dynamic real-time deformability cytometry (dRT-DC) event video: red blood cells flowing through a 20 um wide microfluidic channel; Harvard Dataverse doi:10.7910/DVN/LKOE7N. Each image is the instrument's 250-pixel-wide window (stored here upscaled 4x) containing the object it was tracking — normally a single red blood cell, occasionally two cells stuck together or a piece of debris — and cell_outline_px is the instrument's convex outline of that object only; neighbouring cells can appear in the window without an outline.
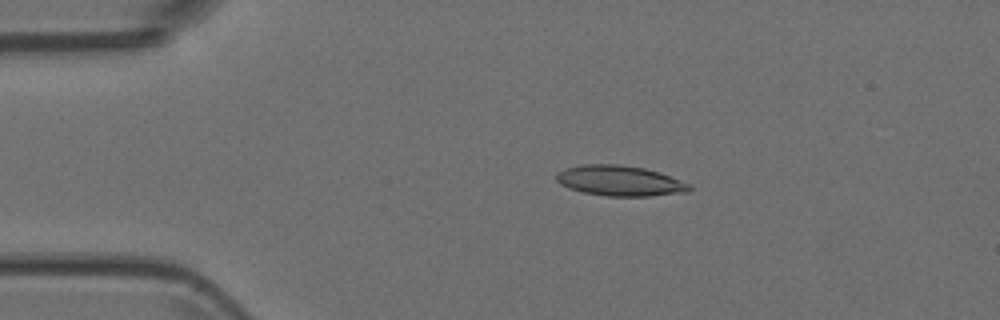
{"species": "Egyptian fruit bat (a non-hibernating species)", "species_latin": "Rousettus aegyptiacus", "temperature_condition": "room temperature", "stored_images_in_passage": 51, "camera_frame_rate_fps": 3000, "um_per_image_px": 0.085, "animal": {"sex": "female"}, "frame": {"image": 1, "passage_image": 10, "time_ms": 3.0, "image_size_px": [1000, 320], "cell_outline_px": [[692, 188], [688, 192], [648, 196], [608, 196], [584, 192], [568, 188], [560, 184], [556, 180], [556, 172], [564, 168], [584, 164], [620, 164], [644, 168], [660, 172], [692, 184]], "centroid_in_image_um": [52.7, 15.36], "position_along_channel_um": 32.3, "area_um2": 23.76}}
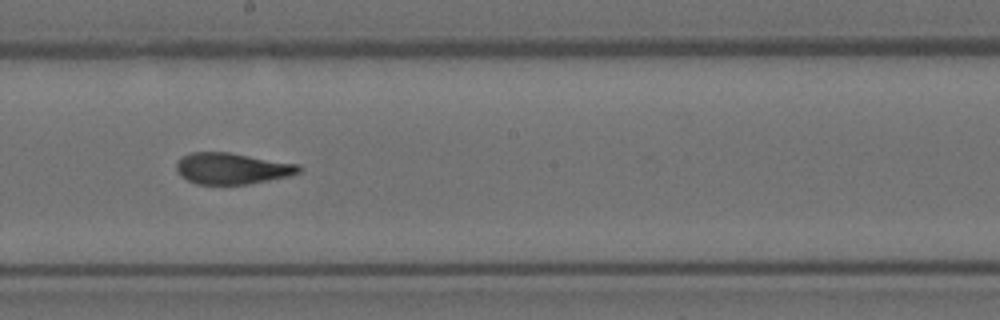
{"frame": {"image": 2, "passage_image": 28, "time_ms": 9.0, "image_size_px": [1000, 320], "cell_outline_px": [[300, 172], [288, 176], [248, 184], [196, 184], [180, 176], [176, 168], [176, 164], [184, 156], [192, 152], [228, 152], [300, 164]], "centroid_in_image_um": [19.72, 14.32], "position_along_channel_um": 228.5, "area_um2": 22.14}}
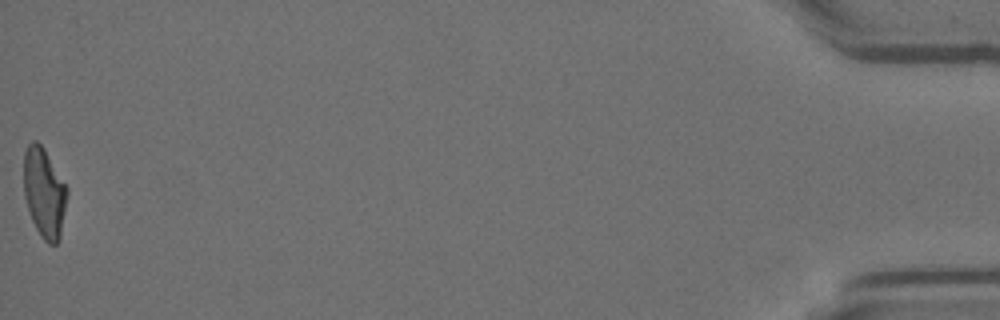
{"frame": {"image": 3, "passage_image": 51, "time_ms": 16.667, "image_size_px": [1000, 320], "cell_outline_px": [[68, 192], [60, 236], [56, 244], [48, 244], [40, 236], [32, 220], [24, 196], [24, 152], [28, 144], [32, 140], [36, 140], [44, 148], [68, 188]], "centroid_in_image_um": [3.76, 16.37], "position_along_channel_um": 431.4, "area_um2": 22.6}}